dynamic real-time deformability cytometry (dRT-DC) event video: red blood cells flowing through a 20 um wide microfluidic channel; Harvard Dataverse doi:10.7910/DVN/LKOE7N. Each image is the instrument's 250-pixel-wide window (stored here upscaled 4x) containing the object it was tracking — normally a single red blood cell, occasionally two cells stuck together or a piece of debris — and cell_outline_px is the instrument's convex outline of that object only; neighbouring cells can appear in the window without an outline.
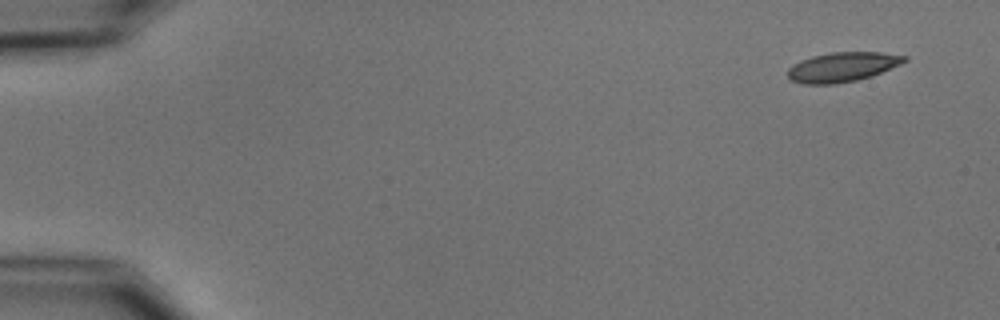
{"species": "common noctule bat (a hibernating species)", "species_latin": "Nyctalus noctula", "temperature_condition": "cold", "stored_images_in_passage": 7, "camera_frame_rate_fps": 3000, "um_per_image_px": 0.085, "animal": {"sex": "male", "body_mass_g": 15.6}, "frame": {"image": 1, "passage_image": 1, "time_ms": 0.0, "image_size_px": [1000, 320], "cell_outline_px": [[908, 60], [900, 64], [872, 76], [856, 80], [836, 84], [804, 84], [788, 80], [788, 68], [792, 64], [800, 60], [812, 56], [832, 52], [880, 52], [908, 56]], "centroid_in_image_um": [71.57, 5.69], "position_along_channel_um": 13.4, "area_um2": 20.23}}
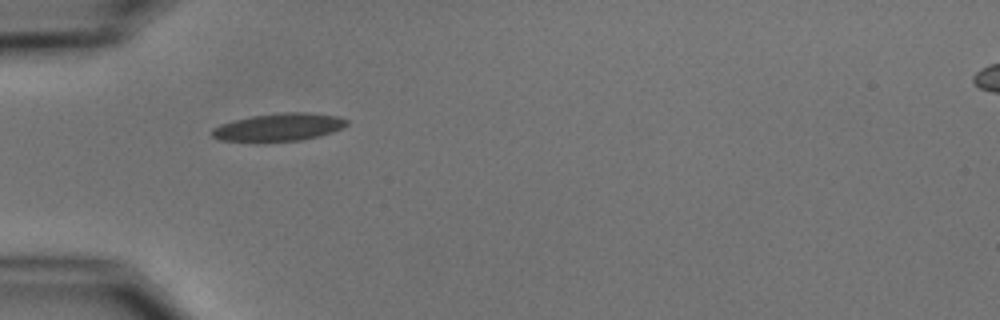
{"frame": {"image": 2, "passage_image": 4, "time_ms": 4.667, "image_size_px": [1000, 320], "cell_outline_px": [[348, 124], [332, 132], [320, 136], [300, 140], [220, 140], [212, 136], [212, 128], [220, 124], [252, 116], [280, 112], [308, 112], [336, 116], [348, 120]], "centroid_in_image_um": [23.73, 10.78], "position_along_channel_um": 61.3, "area_um2": 21.21}}